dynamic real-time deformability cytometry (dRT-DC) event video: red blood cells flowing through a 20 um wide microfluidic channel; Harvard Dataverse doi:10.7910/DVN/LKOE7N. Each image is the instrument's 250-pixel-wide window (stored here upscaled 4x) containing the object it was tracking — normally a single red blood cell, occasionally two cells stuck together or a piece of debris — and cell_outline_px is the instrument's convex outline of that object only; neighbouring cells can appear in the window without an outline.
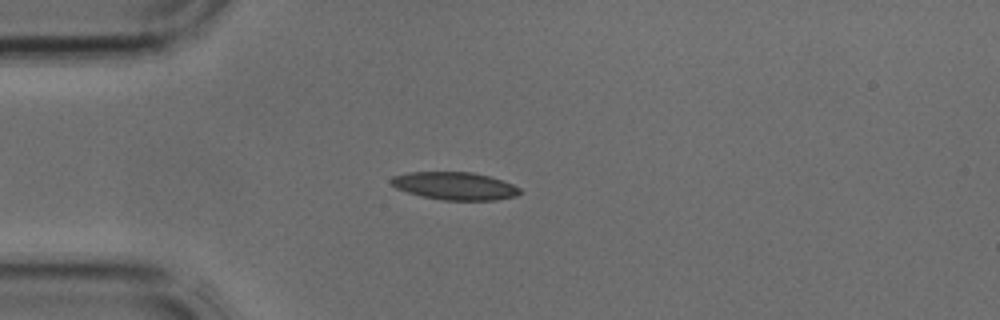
{"species": "common noctule bat (a hibernating species)", "species_latin": "Nyctalus noctula", "temperature_condition": "cold", "stored_images_in_passage": 32, "camera_frame_rate_fps": 3000, "um_per_image_px": 0.085, "animal": {"sex": "male", "body_mass_g": 17.9, "forearm_length_mm": 54.2}, "frame": {"image": 1, "passage_image": 4, "time_ms": 1.0, "image_size_px": [1000, 320], "cell_outline_px": [[524, 192], [516, 196], [496, 200], [444, 200], [424, 196], [408, 192], [396, 188], [388, 180], [392, 176], [408, 172], [472, 172], [488, 176], [512, 184], [520, 188]], "centroid_in_image_um": [38.66, 15.8], "position_along_channel_um": 46.3, "area_um2": 20.75}}
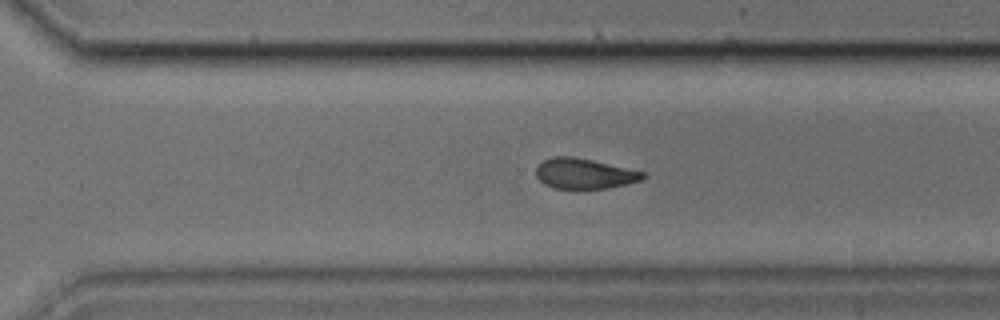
{"frame": {"image": 2, "passage_image": 22, "time_ms": 7.0, "image_size_px": [1000, 320], "cell_outline_px": [[648, 176], [640, 180], [608, 188], [552, 188], [544, 184], [536, 176], [536, 168], [544, 160], [552, 156], [572, 156], [592, 160], [644, 172]], "centroid_in_image_um": [49.64, 14.75], "position_along_channel_um": 321.0, "area_um2": 18.67}}
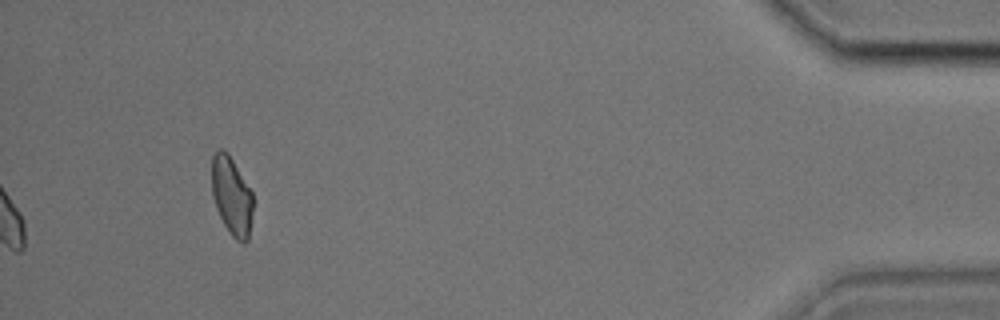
{"frame": {"image": 3, "passage_image": 32, "time_ms": 10.333, "image_size_px": [1000, 320], "cell_outline_px": [[252, 212], [248, 240], [244, 244], [236, 240], [228, 232], [216, 208], [212, 196], [212, 156], [220, 148], [228, 152], [252, 192]], "centroid_in_image_um": [19.68, 16.66], "position_along_channel_um": 415.5, "area_um2": 18.79}}